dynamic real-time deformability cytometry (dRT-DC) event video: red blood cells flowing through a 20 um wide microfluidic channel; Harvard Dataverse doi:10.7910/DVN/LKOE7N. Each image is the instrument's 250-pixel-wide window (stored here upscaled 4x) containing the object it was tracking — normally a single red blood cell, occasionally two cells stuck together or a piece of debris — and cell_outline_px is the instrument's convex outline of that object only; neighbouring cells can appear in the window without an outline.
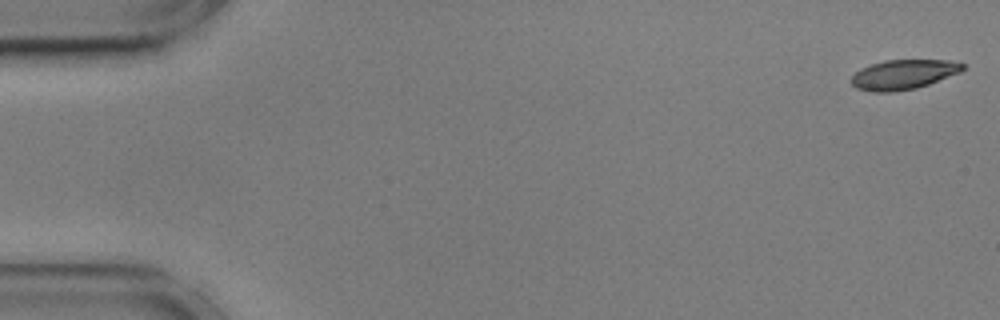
{"species": "common noctule bat (a hibernating species)", "species_latin": "Nyctalus noctula", "temperature_condition": "cold", "stored_images_in_passage": 56, "camera_frame_rate_fps": 3000, "um_per_image_px": 0.085, "animal": {"sex": "male", "body_mass_g": 17.9, "forearm_length_mm": 54.2}, "frame": {"image": 1, "passage_image": 1, "time_ms": 0.0, "image_size_px": [1000, 320], "cell_outline_px": [[964, 68], [960, 72], [928, 84], [916, 88], [896, 92], [872, 92], [856, 88], [848, 80], [860, 68], [884, 60], [948, 60], [964, 64]], "centroid_in_image_um": [76.74, 6.34], "position_along_channel_um": 8.3, "area_um2": 19.31}}
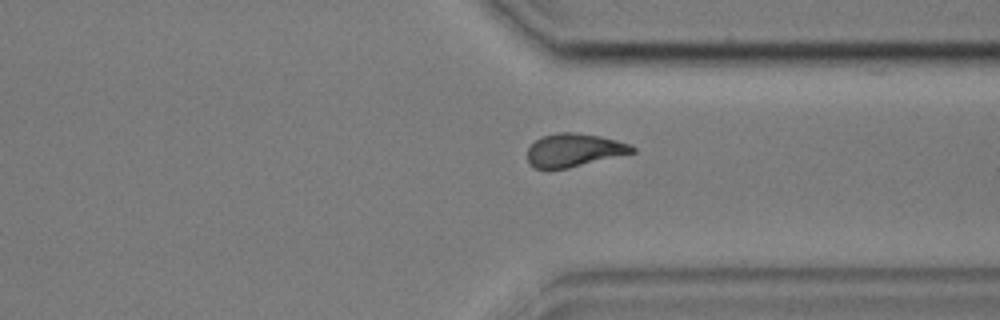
{"frame": {"image": 2, "passage_image": 42, "time_ms": 13.667, "image_size_px": [1000, 320], "cell_outline_px": [[636, 152], [568, 168], [536, 168], [528, 160], [528, 148], [540, 136], [556, 132], [576, 132], [600, 136], [632, 144], [636, 148]], "centroid_in_image_um": [48.83, 12.74], "position_along_channel_um": 362.6, "area_um2": 20.23}}
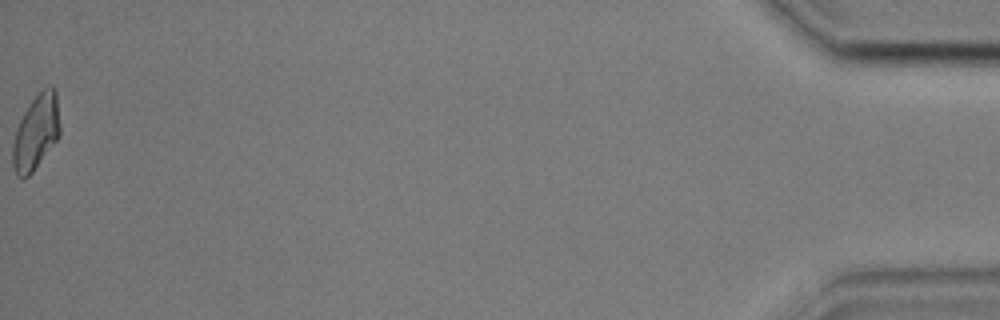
{"frame": {"image": 3, "passage_image": 56, "time_ms": 18.333, "image_size_px": [1000, 320], "cell_outline_px": [[60, 136], [32, 172], [24, 180], [16, 176], [12, 164], [12, 144], [16, 128], [24, 112], [32, 100], [48, 84], [52, 84], [56, 88], [60, 128]], "centroid_in_image_um": [3.06, 11.24], "position_along_channel_um": 432.1, "area_um2": 20.87}, "authors_computed_cell_mechanics": {"area_um2": 20.808, "velocity_mm_per_s": 3.5844, "shape_relaxation_time_tau1_ms": 4.6263, "shape_relaxation_time_tau2_ms": 3.7167, "deformation_change_tau1": 0.1648, "deformation_change_tau2": 0.1044}}